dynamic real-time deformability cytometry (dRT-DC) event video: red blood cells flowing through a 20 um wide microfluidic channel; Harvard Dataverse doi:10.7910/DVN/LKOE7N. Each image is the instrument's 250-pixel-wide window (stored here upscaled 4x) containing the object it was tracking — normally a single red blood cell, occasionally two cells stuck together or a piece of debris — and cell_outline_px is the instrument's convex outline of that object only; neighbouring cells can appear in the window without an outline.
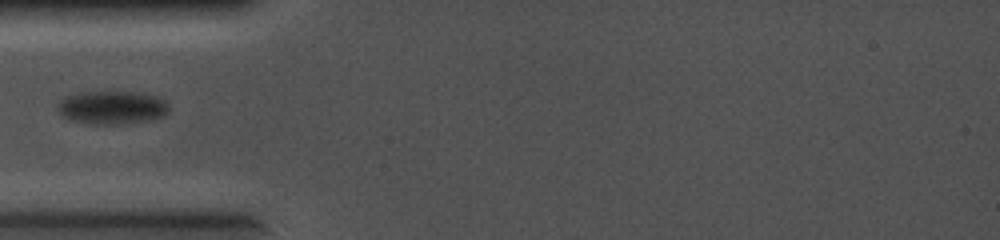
{"species": "common noctule bat (a hibernating species)", "species_latin": "Nyctalus noctula", "temperature_condition": "cold", "stored_images_in_passage": 7, "camera_frame_rate_fps": 5000, "um_per_image_px": 0.085, "animal": {"sex": "female", "body_mass_g": 19.0, "forearm_length_mm": 56.7}, "frame": {"image": 1, "passage_image": 1, "time_ms": 0.0, "image_size_px": [1000, 240], "cell_outline_px": [[168, 112], [164, 116], [148, 120], [120, 124], [88, 124], [68, 120], [60, 116], [56, 104], [64, 96], [80, 92], [136, 92], [156, 96], [164, 100], [168, 104]], "centroid_in_image_um": [9.45, 9.14], "position_along_channel_um": 75.5, "area_um2": 21.85}}